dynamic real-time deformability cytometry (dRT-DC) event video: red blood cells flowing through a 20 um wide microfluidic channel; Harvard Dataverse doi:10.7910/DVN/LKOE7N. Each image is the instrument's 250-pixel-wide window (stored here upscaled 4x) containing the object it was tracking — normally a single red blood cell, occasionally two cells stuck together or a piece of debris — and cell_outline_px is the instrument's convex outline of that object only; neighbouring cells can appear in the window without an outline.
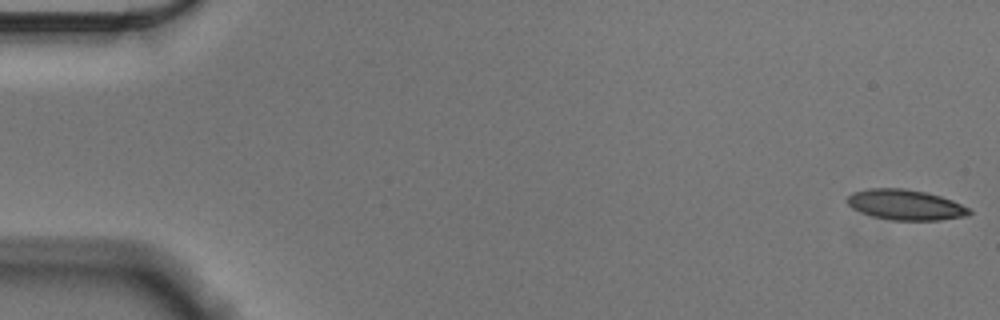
{"species": "Egyptian fruit bat (a non-hibernating species)", "species_latin": "Rousettus aegyptiacus", "temperature_condition": "cold", "stored_images_in_passage": 13, "camera_frame_rate_fps": 3000, "um_per_image_px": 0.085, "animal": {"sex": "male"}, "frame": {"image": 1, "passage_image": 1, "time_ms": 0.0, "image_size_px": [1000, 320], "cell_outline_px": [[972, 212], [968, 216], [940, 220], [892, 220], [872, 216], [860, 212], [852, 208], [844, 200], [852, 192], [868, 188], [904, 188], [924, 192], [940, 196], [952, 200], [968, 208]], "centroid_in_image_um": [76.93, 17.4], "position_along_channel_um": 8.1, "area_um2": 21.68}}